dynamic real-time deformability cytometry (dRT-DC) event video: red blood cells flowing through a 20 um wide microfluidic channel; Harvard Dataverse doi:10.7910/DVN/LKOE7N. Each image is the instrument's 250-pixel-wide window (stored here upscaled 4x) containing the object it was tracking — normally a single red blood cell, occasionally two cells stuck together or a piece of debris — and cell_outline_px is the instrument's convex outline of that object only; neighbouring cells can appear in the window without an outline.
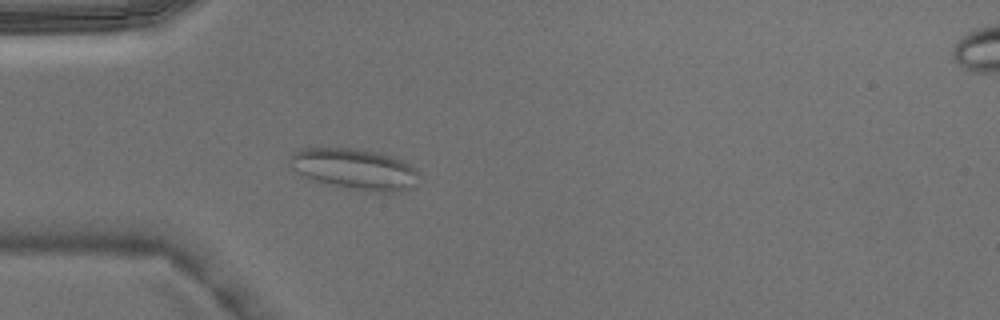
{"species": "Egyptian fruit bat (a non-hibernating species)", "species_latin": "Rousettus aegyptiacus", "temperature_condition": "warm", "stored_images_in_passage": 3, "camera_frame_rate_fps": 3000, "um_per_image_px": 0.085, "animal": {"sex": "male"}, "frame": {"image": 1, "passage_image": 3, "time_ms": 0.667, "image_size_px": [1000, 320], "cell_outline_px": [[420, 176], [416, 188], [400, 192], [368, 192], [312, 180], [296, 172], [292, 168], [288, 160], [292, 152], [300, 148], [356, 148], [380, 152], [392, 156], [416, 168], [420, 172]], "centroid_in_image_um": [30.2, 14.38], "position_along_channel_um": 54.8, "area_um2": 31.44}}